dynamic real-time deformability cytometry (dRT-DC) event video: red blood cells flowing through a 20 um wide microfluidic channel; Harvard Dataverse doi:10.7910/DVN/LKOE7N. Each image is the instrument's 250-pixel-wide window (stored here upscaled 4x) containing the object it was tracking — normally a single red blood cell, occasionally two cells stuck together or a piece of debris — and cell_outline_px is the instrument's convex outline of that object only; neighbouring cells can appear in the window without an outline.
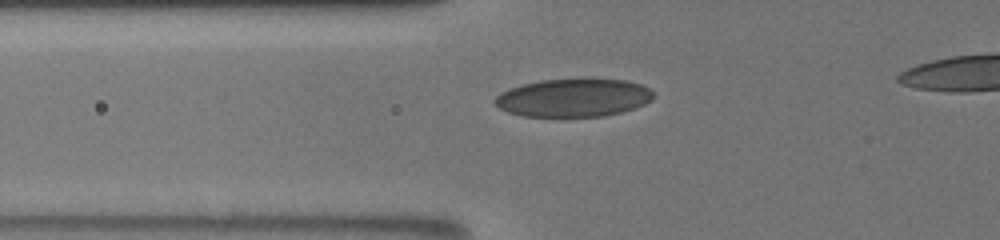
{"species": "human", "species_latin": "Homo sapiens", "temperature_condition": "room temperature", "stored_images_in_passage": 10, "camera_frame_rate_fps": 3000, "um_per_image_px": 0.085, "donor": {"sex": "male"}, "frame": {"image": 1, "passage_image": 6, "time_ms": 3.667, "image_size_px": [1000, 240], "cell_outline_px": [[656, 96], [652, 100], [636, 108], [604, 116], [520, 116], [508, 112], [492, 104], [492, 100], [500, 92], [508, 88], [540, 80], [624, 80], [640, 84], [648, 88]], "centroid_in_image_um": [48.7, 8.32], "position_along_channel_um": 77.1, "area_um2": 35.03}}
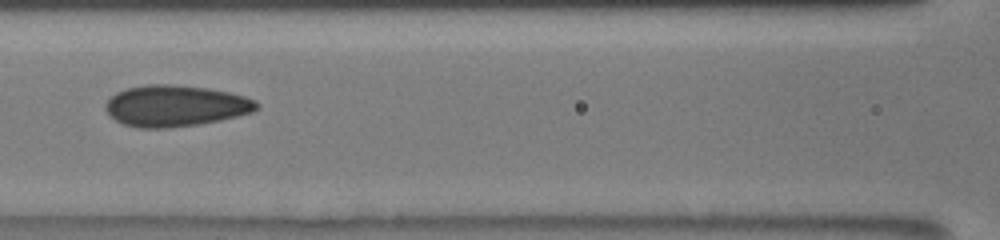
{"frame": {"image": 2, "passage_image": 9, "time_ms": 5.667, "image_size_px": [1000, 240], "cell_outline_px": [[260, 108], [252, 112], [220, 120], [196, 124], [168, 128], [140, 128], [124, 124], [116, 120], [104, 108], [104, 104], [116, 92], [128, 88], [148, 84], [172, 84], [208, 88], [228, 92], [244, 96], [256, 100], [260, 104]], "centroid_in_image_um": [14.93, 8.99], "position_along_channel_um": 151.7, "area_um2": 36.24}}